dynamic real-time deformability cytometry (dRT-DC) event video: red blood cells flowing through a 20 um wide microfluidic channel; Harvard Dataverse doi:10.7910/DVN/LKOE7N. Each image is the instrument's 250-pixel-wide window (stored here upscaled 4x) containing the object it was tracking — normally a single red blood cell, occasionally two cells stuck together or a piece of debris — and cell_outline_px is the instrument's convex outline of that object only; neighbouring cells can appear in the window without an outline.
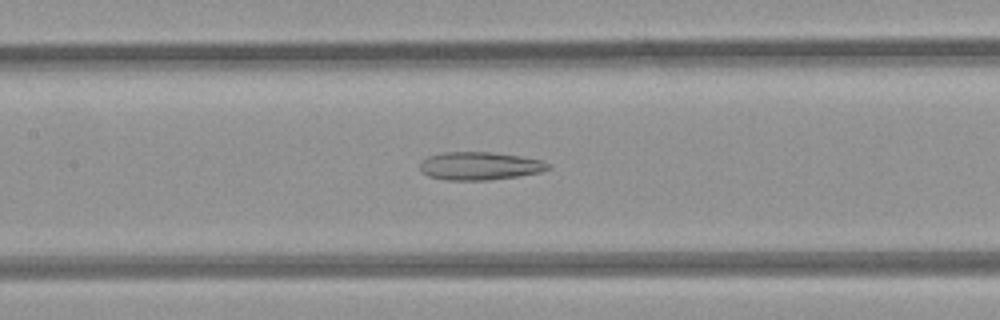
{"species": "common noctule bat (a hibernating species)", "species_latin": "Nyctalus noctula", "temperature_condition": "room temperature", "stored_images_in_passage": 39, "camera_frame_rate_fps": 3000, "um_per_image_px": 0.085, "animal": {"sex": "female", "body_mass_g": 21.9}, "frame": {"image": 1, "passage_image": 13, "time_ms": 4.0, "image_size_px": [1000, 320], "cell_outline_px": [[552, 168], [540, 172], [516, 176], [488, 180], [444, 180], [428, 176], [420, 172], [420, 160], [428, 156], [444, 152], [492, 152], [520, 156], [544, 160], [552, 164]], "centroid_in_image_um": [40.78, 14.1], "position_along_channel_um": 166.6, "area_um2": 21.21}}
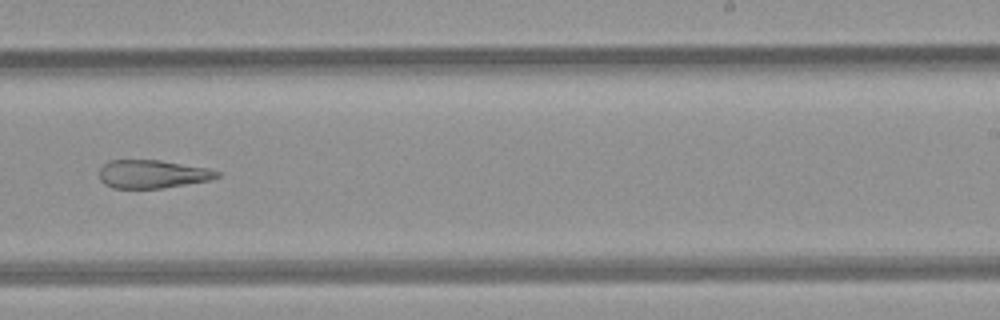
{"frame": {"image": 2, "passage_image": 21, "time_ms": 6.667, "image_size_px": [1000, 320], "cell_outline_px": [[220, 176], [208, 180], [164, 188], [112, 188], [104, 184], [100, 180], [100, 168], [108, 160], [160, 160], [208, 168], [220, 172]], "centroid_in_image_um": [12.93, 14.79], "position_along_channel_um": 276.1, "area_um2": 19.36}}
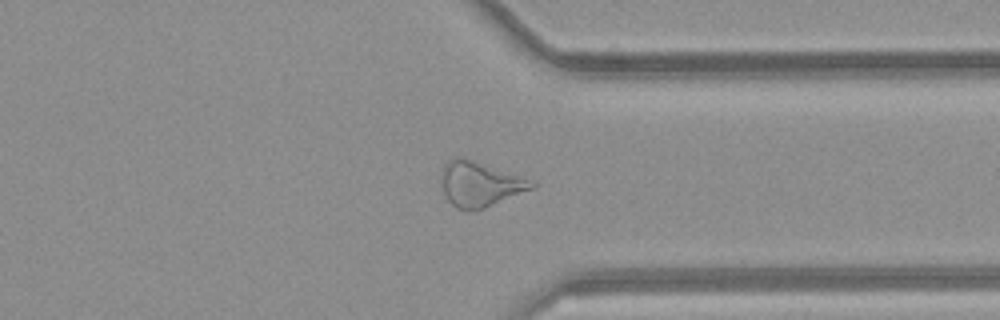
{"frame": {"image": 3, "passage_image": 28, "time_ms": 9.0, "image_size_px": [1000, 320], "cell_outline_px": [[536, 184], [532, 188], [484, 208], [468, 212], [456, 208], [448, 200], [444, 192], [440, 180], [440, 172], [444, 164], [448, 160], [456, 156], [536, 180]], "centroid_in_image_um": [40.75, 15.66], "position_along_channel_um": 370.6, "area_um2": 23.58}}